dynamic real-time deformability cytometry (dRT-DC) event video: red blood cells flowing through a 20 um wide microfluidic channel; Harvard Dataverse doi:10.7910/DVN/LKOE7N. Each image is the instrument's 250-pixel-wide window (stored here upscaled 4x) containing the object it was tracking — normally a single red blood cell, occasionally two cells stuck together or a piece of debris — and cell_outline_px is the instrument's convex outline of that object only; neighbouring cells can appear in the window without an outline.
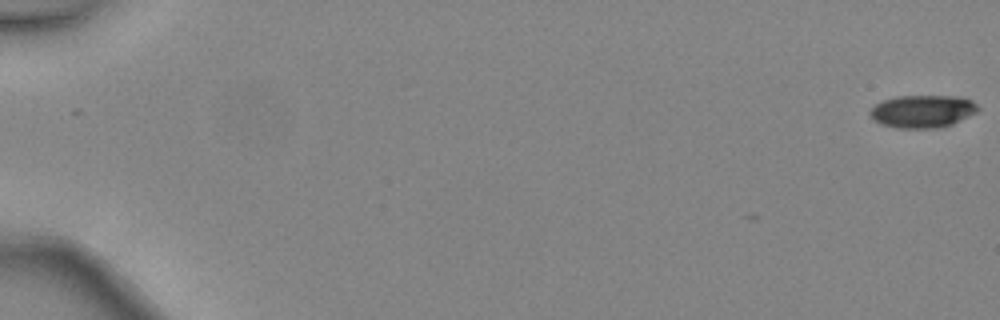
{"species": "common noctule bat (a hibernating species)", "species_latin": "Nyctalus noctula", "temperature_condition": "warm", "stored_images_in_passage": 7, "camera_frame_rate_fps": 3000, "um_per_image_px": 0.085, "animal": {"sex": "female", "body_mass_g": 24.6, "forearm_length_mm": 56.2}, "frame": {"image": 1, "passage_image": 1, "time_ms": 0.0, "image_size_px": [1000, 320], "cell_outline_px": [[980, 108], [976, 112], [952, 124], [940, 128], [896, 128], [880, 124], [872, 120], [868, 112], [876, 104], [884, 100], [896, 96], [956, 96], [972, 100]], "centroid_in_image_um": [78.39, 9.47], "position_along_channel_um": 6.6, "area_um2": 20.63}}